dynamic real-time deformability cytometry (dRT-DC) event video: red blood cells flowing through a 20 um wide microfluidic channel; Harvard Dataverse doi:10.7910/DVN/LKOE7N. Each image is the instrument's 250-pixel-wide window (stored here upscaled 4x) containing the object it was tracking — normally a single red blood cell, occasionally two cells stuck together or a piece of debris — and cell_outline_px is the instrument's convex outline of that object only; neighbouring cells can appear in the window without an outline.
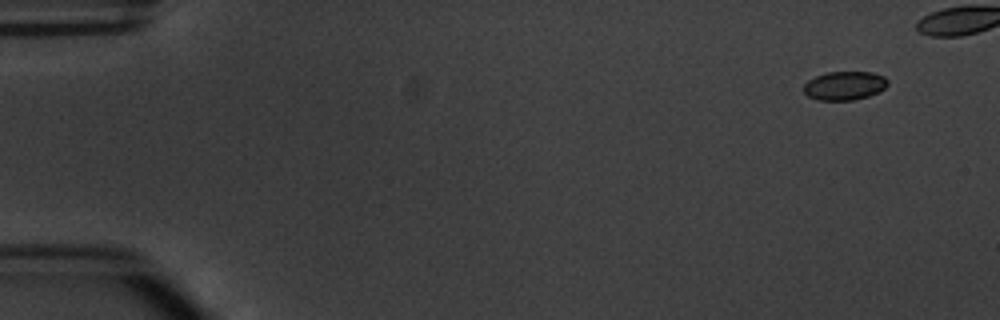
{"species": "common noctule bat (a hibernating species)", "species_latin": "Nyctalus noctula", "temperature_condition": "warm", "stored_images_in_passage": 8, "camera_frame_rate_fps": 3000, "um_per_image_px": 0.085, "animal": {"sex": "male", "body_mass_g": 20.1, "forearm_length_mm": 53.5}, "frame": {"image": 1, "passage_image": 1, "time_ms": 0.0, "image_size_px": [1000, 320], "cell_outline_px": [[888, 84], [884, 88], [868, 96], [852, 100], [820, 100], [808, 96], [804, 92], [804, 84], [808, 80], [816, 76], [828, 72], [872, 72], [884, 76], [888, 80]], "centroid_in_image_um": [71.78, 7.27], "position_along_channel_um": 13.2, "area_um2": 13.93}}
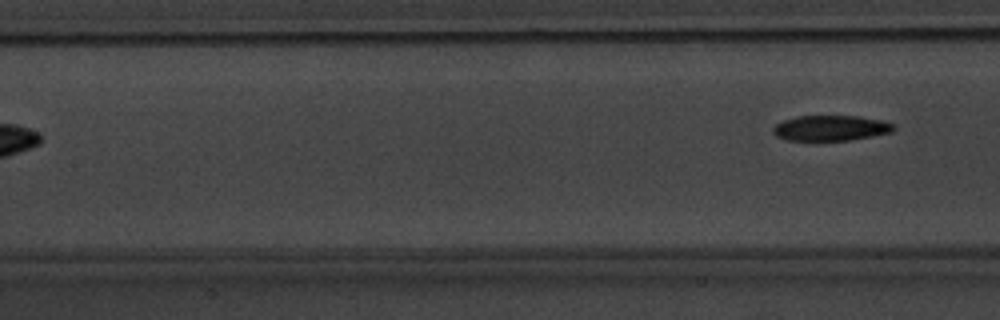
{"frame": {"image": 2, "passage_image": 8, "time_ms": 8.333, "image_size_px": [1000, 320], "cell_outline_px": [[896, 128], [892, 132], [872, 136], [848, 140], [788, 140], [776, 136], [772, 132], [772, 128], [776, 124], [784, 120], [796, 116], [860, 116], [880, 120], [896, 124]], "centroid_in_image_um": [70.62, 10.88], "position_along_channel_um": 136.8, "area_um2": 17.86}}